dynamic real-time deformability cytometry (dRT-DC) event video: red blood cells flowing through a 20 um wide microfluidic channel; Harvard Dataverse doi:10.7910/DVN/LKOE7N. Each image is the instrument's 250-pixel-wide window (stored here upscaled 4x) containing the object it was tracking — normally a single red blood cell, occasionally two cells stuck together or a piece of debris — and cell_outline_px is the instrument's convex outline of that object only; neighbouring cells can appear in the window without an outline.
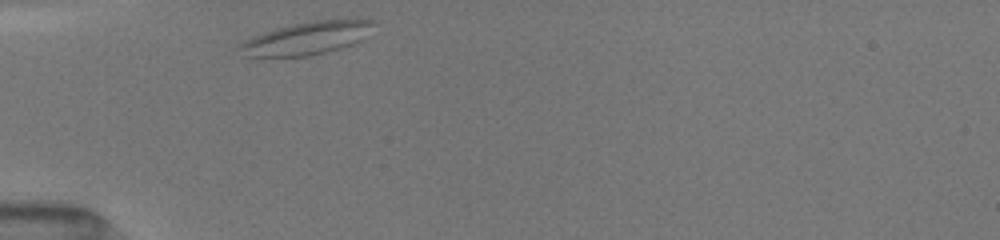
{"species": "common noctule bat (a hibernating species)", "species_latin": "Nyctalus noctula", "temperature_condition": "room temperature", "stored_images_in_passage": 29, "camera_frame_rate_fps": 3000, "um_per_image_px": 0.085, "animal": {"sex": "female", "body_mass_g": 19.5, "forearm_length_mm": 54.1}, "frame": {"image": 1, "passage_image": 1, "time_ms": 0.0, "image_size_px": [1000, 240], "cell_outline_px": [[372, 24], [364, 40], [340, 48], [308, 56], [248, 56], [240, 48], [240, 44], [244, 40], [252, 36], [276, 28], [292, 24], [316, 20], [356, 16], [372, 20]], "centroid_in_image_um": [26.18, 3.19], "position_along_channel_um": 58.8, "area_um2": 25.72}}
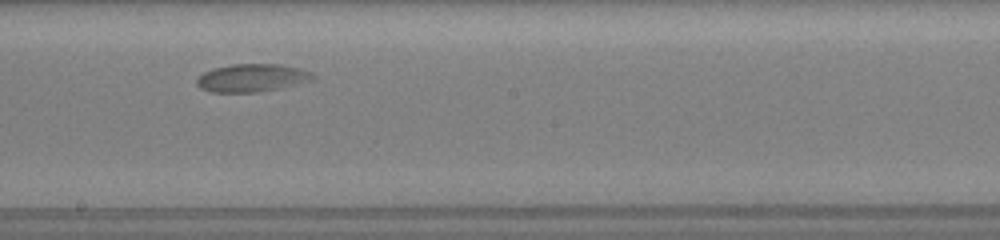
{"frame": {"image": 2, "passage_image": 15, "time_ms": 4.667, "image_size_px": [1000, 240], "cell_outline_px": [[316, 76], [312, 80], [280, 88], [256, 92], [212, 92], [200, 88], [196, 84], [196, 80], [204, 72], [212, 68], [232, 64], [280, 64], [312, 72]], "centroid_in_image_um": [21.39, 6.62], "position_along_channel_um": 226.8, "area_um2": 18.79}}
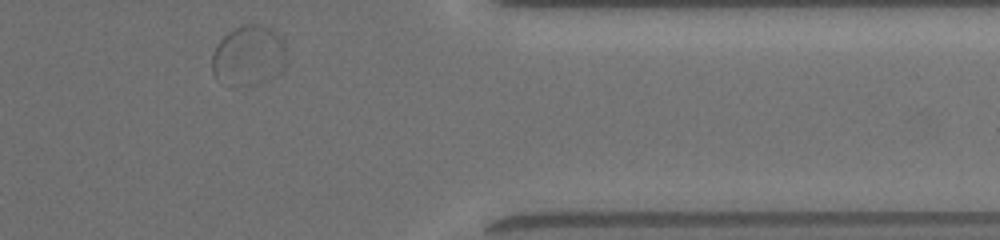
{"frame": {"image": 3, "passage_image": 29, "time_ms": 9.333, "image_size_px": [1000, 240], "cell_outline_px": [[284, 48], [216, 76], [212, 72], [212, 52], [216, 44], [228, 32], [244, 24], [260, 24], [276, 32]], "centroid_in_image_um": [20.73, 4.01], "position_along_channel_um": 390.7, "area_um2": 16.36}}